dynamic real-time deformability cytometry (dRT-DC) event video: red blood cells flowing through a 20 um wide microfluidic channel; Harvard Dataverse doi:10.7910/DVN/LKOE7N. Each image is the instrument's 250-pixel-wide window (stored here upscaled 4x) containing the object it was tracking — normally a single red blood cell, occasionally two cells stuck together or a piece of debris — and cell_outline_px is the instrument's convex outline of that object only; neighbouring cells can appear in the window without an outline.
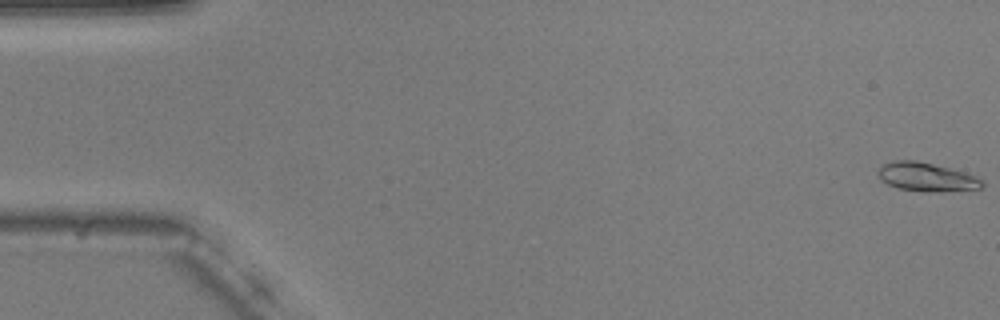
{"species": "common noctule bat (a hibernating species)", "species_latin": "Nyctalus noctula", "temperature_condition": "warm", "stored_images_in_passage": 37, "camera_frame_rate_fps": 3000, "um_per_image_px": 0.085, "animal": {"sex": "male", "body_mass_g": 20.5, "forearm_length_mm": 52.5}, "frame": {"image": 1, "passage_image": 1, "time_ms": 0.0, "image_size_px": [1000, 320], "cell_outline_px": [[984, 184], [980, 188], [940, 192], [920, 192], [896, 188], [880, 180], [876, 172], [884, 164], [896, 160], [916, 160], [964, 172], [984, 180]], "centroid_in_image_um": [78.72, 15.06], "position_along_channel_um": 6.3, "area_um2": 17.46}}
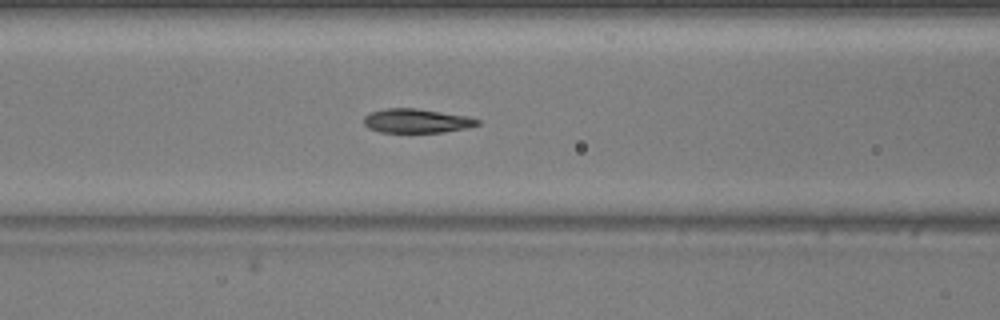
{"frame": {"image": 2, "passage_image": 23, "time_ms": 7.333, "image_size_px": [1000, 320], "cell_outline_px": [[480, 124], [468, 128], [444, 132], [380, 132], [368, 128], [364, 124], [364, 116], [372, 112], [384, 108], [416, 108], [468, 116], [480, 120]], "centroid_in_image_um": [35.43, 10.27], "position_along_channel_um": 131.2, "area_um2": 16.01}}
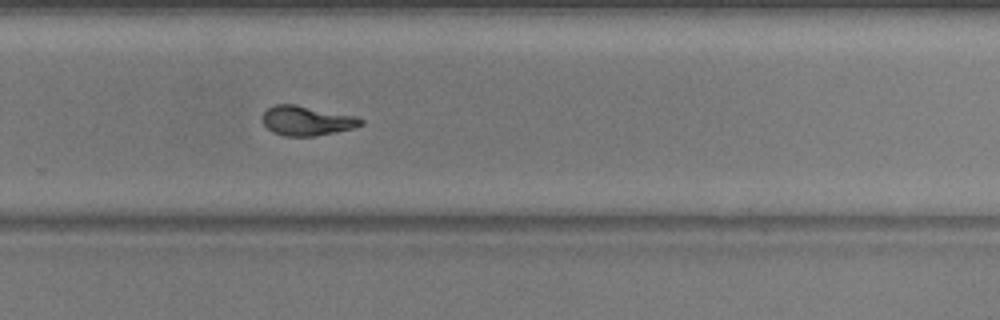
{"frame": {"image": 3, "passage_image": 37, "time_ms": 12.0, "image_size_px": [1000, 320], "cell_outline_px": [[364, 124], [352, 128], [312, 136], [284, 136], [272, 132], [264, 124], [264, 112], [268, 108], [276, 104], [296, 104], [356, 116], [364, 120]], "centroid_in_image_um": [26.08, 10.25], "position_along_channel_um": 303.7, "area_um2": 16.76}}